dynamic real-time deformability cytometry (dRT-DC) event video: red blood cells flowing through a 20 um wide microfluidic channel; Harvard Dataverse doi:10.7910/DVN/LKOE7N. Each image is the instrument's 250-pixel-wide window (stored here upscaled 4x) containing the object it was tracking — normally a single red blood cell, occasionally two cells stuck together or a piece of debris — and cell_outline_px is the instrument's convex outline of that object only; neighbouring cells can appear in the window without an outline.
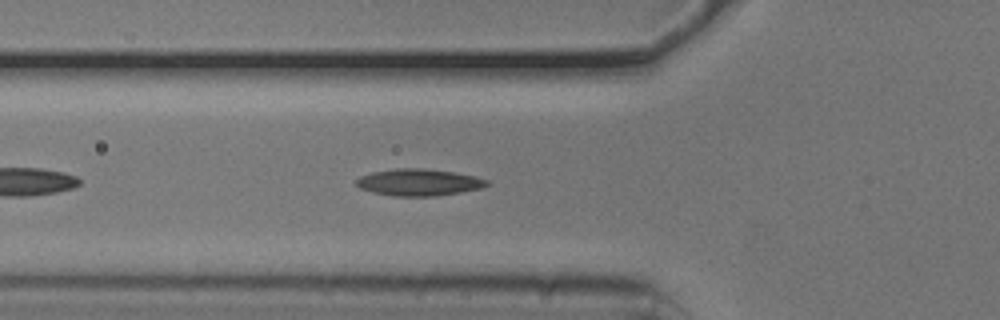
{"species": "common noctule bat (a hibernating species)", "species_latin": "Nyctalus noctula", "temperature_condition": "cold", "stored_images_in_passage": 39, "camera_frame_rate_fps": 3000, "um_per_image_px": 0.085, "animal": {"sex": "male", "body_mass_g": 20.5, "forearm_length_mm": 52.5}, "frame": {"image": 1, "passage_image": 7, "time_ms": 2.0, "image_size_px": [1000, 320], "cell_outline_px": [[488, 184], [480, 188], [460, 192], [432, 196], [392, 196], [372, 192], [360, 188], [356, 184], [356, 180], [360, 176], [372, 172], [396, 168], [424, 168], [452, 172], [476, 176], [488, 180]], "centroid_in_image_um": [35.56, 15.49], "position_along_channel_um": 90.2, "area_um2": 20.29}}
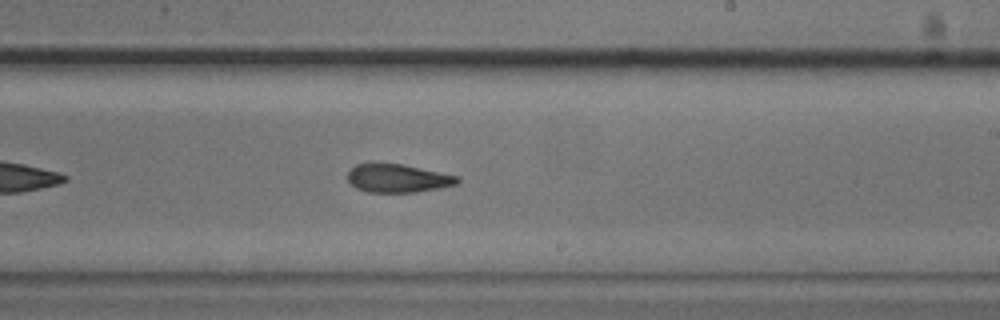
{"frame": {"image": 2, "passage_image": 20, "time_ms": 6.333, "image_size_px": [1000, 320], "cell_outline_px": [[460, 180], [456, 184], [440, 188], [416, 192], [368, 192], [356, 188], [348, 180], [348, 172], [356, 164], [368, 160], [372, 160], [400, 164], [460, 176]], "centroid_in_image_um": [33.76, 15.11], "position_along_channel_um": 255.2, "area_um2": 18.55}}
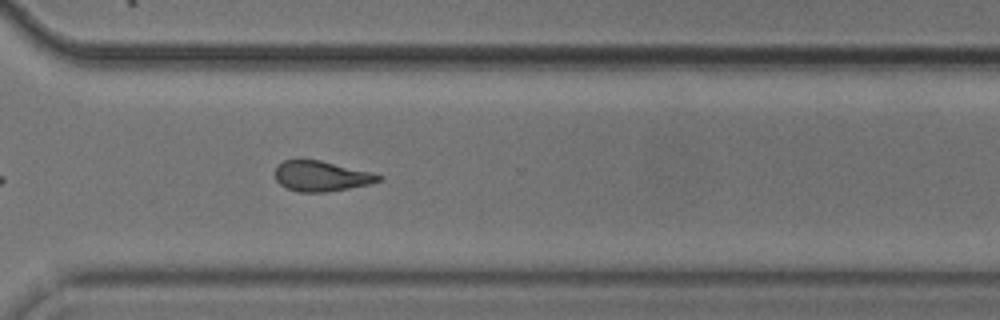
{"frame": {"image": 3, "passage_image": 27, "time_ms": 8.667, "image_size_px": [1000, 320], "cell_outline_px": [[384, 176], [380, 180], [368, 184], [348, 188], [324, 192], [300, 192], [288, 188], [280, 184], [276, 180], [276, 168], [284, 160], [320, 160], [372, 172]], "centroid_in_image_um": [27.33, 14.97], "position_along_channel_um": 343.3, "area_um2": 17.98}}